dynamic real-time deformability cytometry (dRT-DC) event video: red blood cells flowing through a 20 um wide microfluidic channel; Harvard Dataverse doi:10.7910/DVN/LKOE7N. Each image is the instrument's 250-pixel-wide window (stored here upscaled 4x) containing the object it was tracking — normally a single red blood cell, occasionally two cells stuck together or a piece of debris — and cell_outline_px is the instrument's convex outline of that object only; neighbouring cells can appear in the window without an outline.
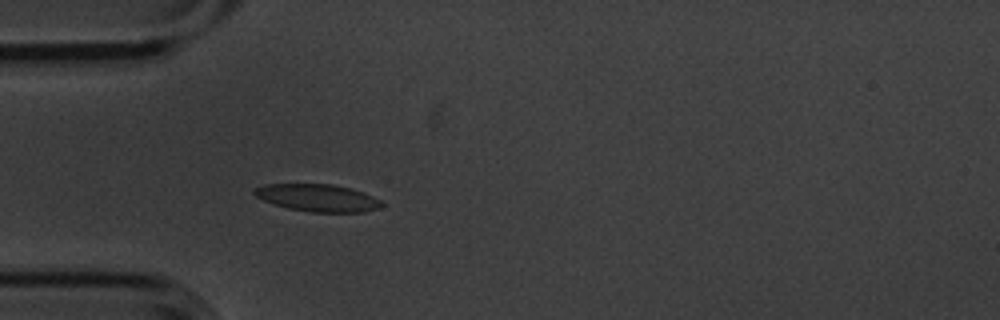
{"species": "common noctule bat (a hibernating species)", "species_latin": "Nyctalus noctula", "temperature_condition": "cold", "stored_images_in_passage": 5, "camera_frame_rate_fps": 3000, "um_per_image_px": 0.085, "animal": {"sex": "male", "body_mass_g": 20.1, "forearm_length_mm": 53.5}, "frame": {"image": 1, "passage_image": 5, "time_ms": 1.333, "image_size_px": [1000, 320], "cell_outline_px": [[384, 204], [380, 208], [360, 212], [312, 212], [288, 208], [264, 200], [256, 196], [252, 192], [252, 188], [264, 184], [332, 184], [348, 188], [372, 196], [380, 200]], "centroid_in_image_um": [26.97, 16.81], "position_along_channel_um": 58.0, "area_um2": 20.06}}